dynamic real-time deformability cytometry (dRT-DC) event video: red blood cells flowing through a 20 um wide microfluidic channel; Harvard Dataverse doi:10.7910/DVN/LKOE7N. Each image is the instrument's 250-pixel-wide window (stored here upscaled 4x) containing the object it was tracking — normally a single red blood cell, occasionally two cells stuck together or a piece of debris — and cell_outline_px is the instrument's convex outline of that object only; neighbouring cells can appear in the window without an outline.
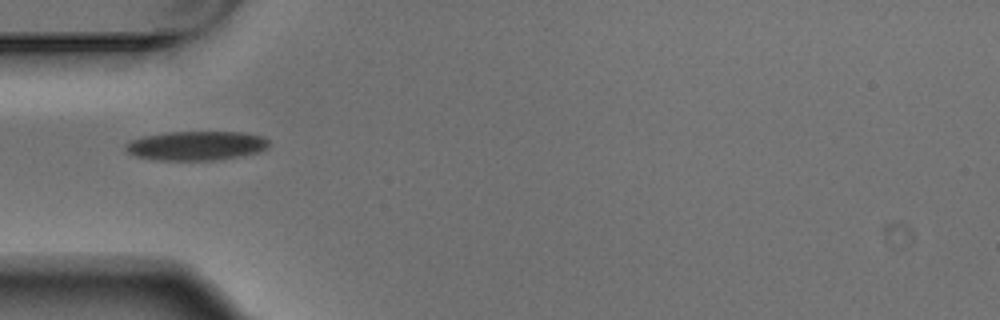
{"species": "Egyptian fruit bat (a non-hibernating species)", "species_latin": "Rousettus aegyptiacus", "temperature_condition": "warm", "stored_images_in_passage": 3, "camera_frame_rate_fps": 3000, "um_per_image_px": 0.085, "animal": {"sex": "male"}, "frame": {"image": 1, "passage_image": 1, "time_ms": 0.0, "image_size_px": [1000, 320], "cell_outline_px": [[268, 148], [256, 152], [240, 156], [212, 160], [156, 160], [136, 156], [128, 152], [124, 148], [124, 144], [128, 140], [144, 136], [168, 132], [244, 132], [264, 136], [268, 140]], "centroid_in_image_um": [16.65, 12.37], "position_along_channel_um": 68.3, "area_um2": 24.45}}
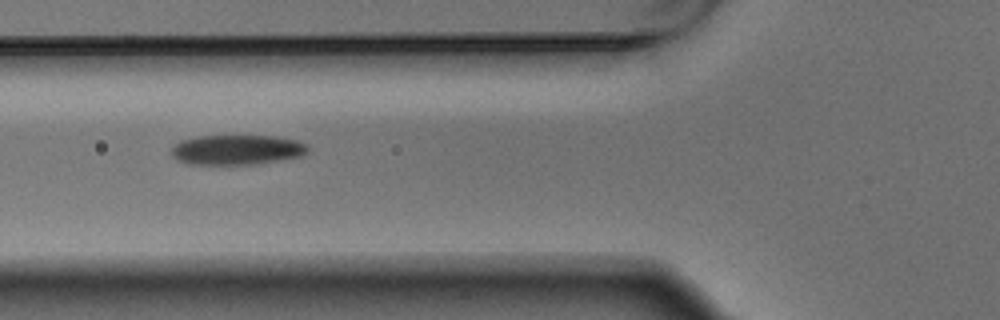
{"frame": {"image": 2, "passage_image": 2, "time_ms": 0.333, "image_size_px": [1000, 320], "cell_outline_px": [[308, 152], [304, 156], [256, 164], [188, 164], [176, 160], [172, 156], [172, 148], [176, 144], [184, 140], [200, 136], [276, 136], [300, 140], [308, 148]], "centroid_in_image_um": [20.19, 12.73], "position_along_channel_um": 105.6, "area_um2": 23.81}}
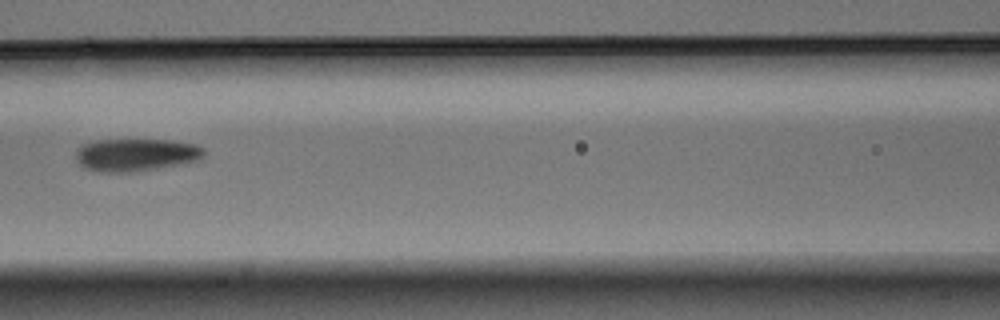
{"frame": {"image": 3, "passage_image": 3, "time_ms": 0.667, "image_size_px": [1000, 320], "cell_outline_px": [[204, 156], [196, 160], [184, 164], [132, 172], [100, 172], [84, 168], [76, 160], [76, 148], [80, 144], [96, 140], [172, 140], [196, 144], [204, 148]], "centroid_in_image_um": [11.53, 13.16], "position_along_channel_um": 155.1, "area_um2": 24.62}}